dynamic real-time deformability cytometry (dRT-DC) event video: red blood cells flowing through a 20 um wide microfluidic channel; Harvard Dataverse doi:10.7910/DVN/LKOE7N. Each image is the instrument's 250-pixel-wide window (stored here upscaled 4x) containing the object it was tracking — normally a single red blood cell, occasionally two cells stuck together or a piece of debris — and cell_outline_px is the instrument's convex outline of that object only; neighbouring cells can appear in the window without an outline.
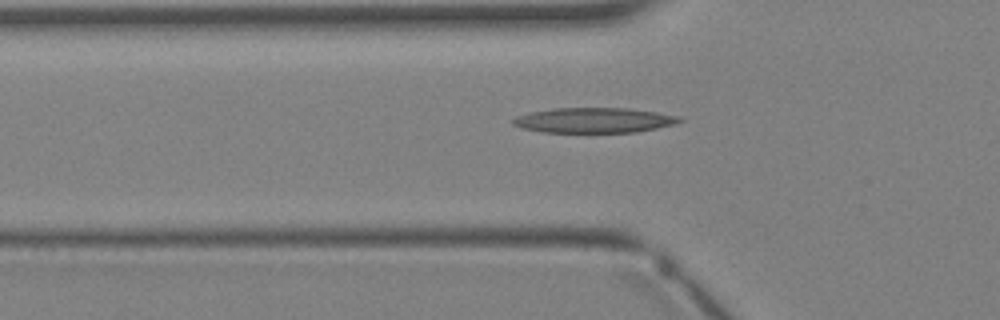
{"species": "Egyptian fruit bat (a non-hibernating species)", "species_latin": "Rousettus aegyptiacus", "temperature_condition": "warm", "stored_images_in_passage": 3, "camera_frame_rate_fps": 3000, "um_per_image_px": 0.085, "animal": {"sex": "female"}, "frame": {"image": 1, "passage_image": 3, "time_ms": 2.333, "image_size_px": [1000, 320], "cell_outline_px": [[684, 120], [676, 124], [636, 132], [540, 132], [524, 128], [512, 124], [512, 120], [516, 116], [532, 112], [552, 108], [628, 108], [656, 112], [680, 116]], "centroid_in_image_um": [50.52, 10.22], "position_along_channel_um": 75.3, "area_um2": 24.33}}